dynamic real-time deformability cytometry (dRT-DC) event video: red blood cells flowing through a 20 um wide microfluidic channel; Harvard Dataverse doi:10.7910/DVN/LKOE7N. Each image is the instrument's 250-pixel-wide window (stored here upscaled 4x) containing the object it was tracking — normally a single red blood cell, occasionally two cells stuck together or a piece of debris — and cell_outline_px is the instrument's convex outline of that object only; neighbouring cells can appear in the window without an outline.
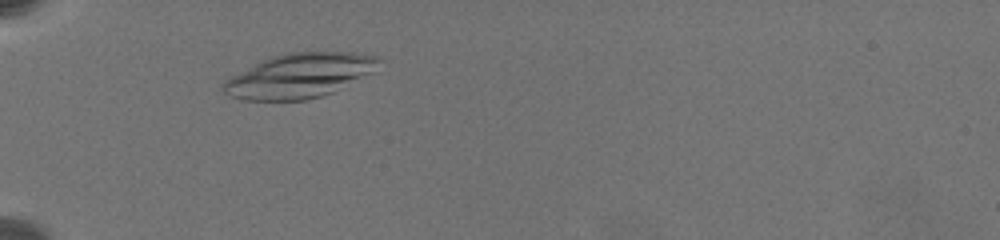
{"species": "common noctule bat (a hibernating species)", "species_latin": "Nyctalus noctula", "temperature_condition": "warm", "stored_images_in_passage": 2, "camera_frame_rate_fps": 3000, "um_per_image_px": 0.085, "animal": {"sex": "female", "body_mass_g": 19.5, "forearm_length_mm": 54.1}, "frame": {"image": 1, "passage_image": 1, "time_ms": 0.0, "image_size_px": [1000, 240], "cell_outline_px": [[380, 60], [376, 72], [332, 92], [320, 96], [304, 100], [244, 100], [232, 96], [224, 92], [220, 88], [220, 84], [224, 80], [272, 56], [288, 52], [352, 52], [380, 56]], "centroid_in_image_um": [25.5, 6.42], "position_along_channel_um": 59.5, "area_um2": 40.17}}